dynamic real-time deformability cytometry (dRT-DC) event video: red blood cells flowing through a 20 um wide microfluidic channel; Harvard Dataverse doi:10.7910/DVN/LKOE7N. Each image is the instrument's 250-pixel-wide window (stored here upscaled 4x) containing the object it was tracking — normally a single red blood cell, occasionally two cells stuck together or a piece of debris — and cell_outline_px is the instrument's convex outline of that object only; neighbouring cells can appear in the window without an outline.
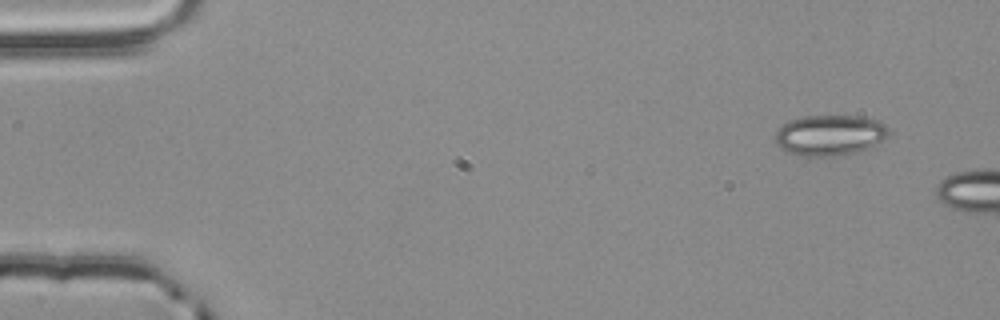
{"species": "common noctule bat (a hibernating species)", "species_latin": "Nyctalus noctula", "temperature_condition": "room temperature", "stored_images_in_passage": 2, "camera_frame_rate_fps": 3000, "um_per_image_px": 0.085, "animal": {"sex": "male", "body_mass_g": 20.4}, "frame": {"image": 1, "passage_image": 1, "time_ms": 0.0, "image_size_px": [1000, 320], "cell_outline_px": [[892, 132], [888, 136], [872, 148], [856, 152], [832, 156], [804, 156], [788, 152], [780, 148], [776, 144], [776, 132], [788, 120], [804, 116], [860, 116], [876, 120], [884, 124]], "centroid_in_image_um": [70.57, 11.49], "position_along_channel_um": 14.4, "area_um2": 26.99}}